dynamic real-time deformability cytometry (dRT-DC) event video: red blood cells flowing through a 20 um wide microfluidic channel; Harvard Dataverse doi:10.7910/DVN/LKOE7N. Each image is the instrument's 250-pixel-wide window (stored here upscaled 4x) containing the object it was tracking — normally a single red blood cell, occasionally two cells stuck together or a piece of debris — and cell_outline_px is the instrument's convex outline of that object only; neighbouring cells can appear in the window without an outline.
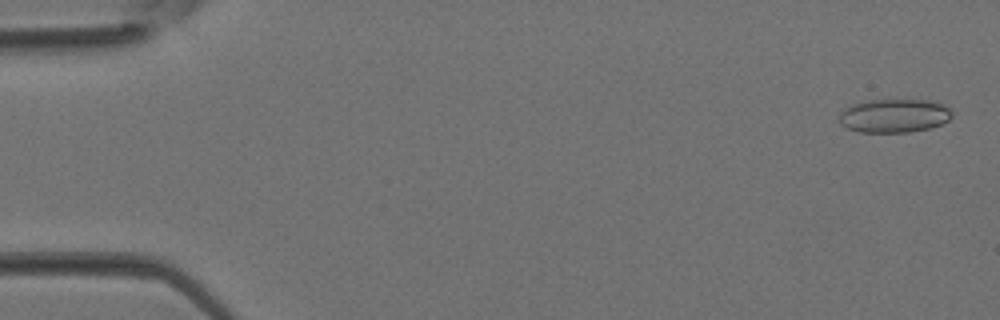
{"species": "Egyptian fruit bat (a non-hibernating species)", "species_latin": "Rousettus aegyptiacus", "temperature_condition": "room temperature", "stored_images_in_passage": 4, "camera_frame_rate_fps": 3000, "um_per_image_px": 0.085, "animal": {"sex": "female"}, "frame": {"image": 1, "passage_image": 1, "time_ms": 0.0, "image_size_px": [1000, 320], "cell_outline_px": [[952, 116], [948, 120], [940, 124], [928, 128], [908, 132], [860, 132], [848, 128], [840, 124], [840, 112], [844, 108], [852, 104], [864, 100], [928, 100], [944, 104], [952, 112]], "centroid_in_image_um": [75.98, 9.83], "position_along_channel_um": 9.0, "area_um2": 22.08}}
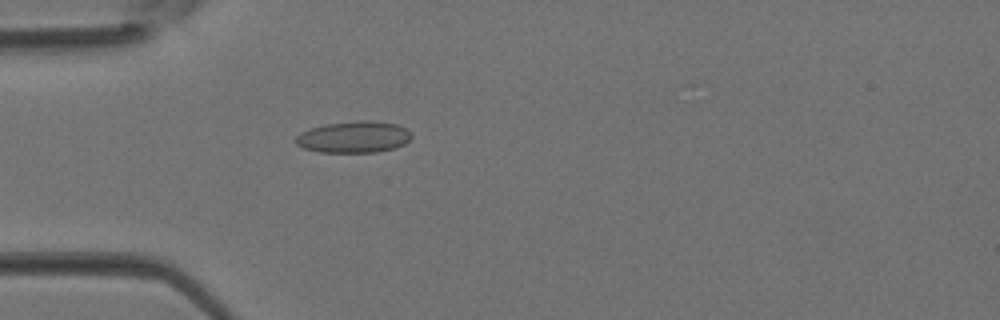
{"frame": {"image": 2, "passage_image": 4, "time_ms": 1.0, "image_size_px": [1000, 320], "cell_outline_px": [[412, 136], [404, 144], [396, 148], [376, 152], [320, 152], [304, 148], [296, 144], [296, 136], [300, 132], [324, 124], [360, 120], [364, 120], [396, 124], [412, 132]], "centroid_in_image_um": [30.08, 11.65], "position_along_channel_um": 54.9, "area_um2": 21.21}}